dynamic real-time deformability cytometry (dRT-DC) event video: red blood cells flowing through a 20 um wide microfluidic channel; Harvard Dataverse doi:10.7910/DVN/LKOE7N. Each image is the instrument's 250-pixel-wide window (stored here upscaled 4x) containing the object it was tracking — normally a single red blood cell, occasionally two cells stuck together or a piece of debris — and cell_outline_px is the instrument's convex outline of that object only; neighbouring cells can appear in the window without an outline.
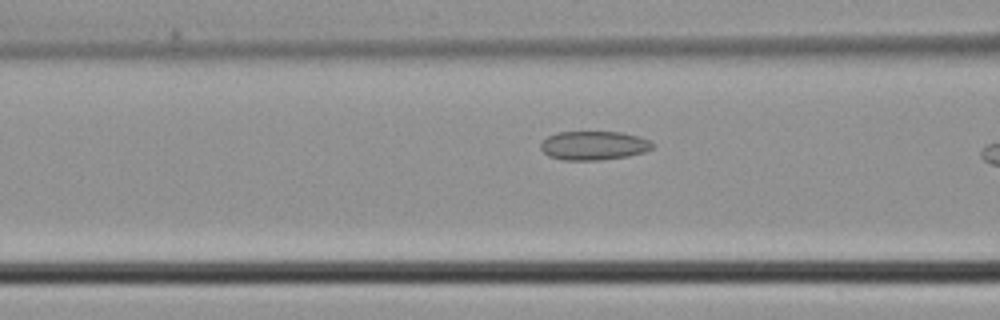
{"species": "common noctule bat (a hibernating species)", "species_latin": "Nyctalus noctula", "temperature_condition": "cold", "stored_images_in_passage": 6, "camera_frame_rate_fps": 3000, "um_per_image_px": 0.085, "animal": {"sex": "male", "body_mass_g": 21.5, "forearm_length_mm": 52.0}, "frame": {"image": 1, "passage_image": 6, "time_ms": 1.667, "image_size_px": [1000, 320], "cell_outline_px": [[656, 144], [652, 148], [644, 152], [628, 156], [600, 160], [564, 160], [548, 156], [540, 148], [540, 144], [548, 136], [560, 132], [620, 132], [640, 136]], "centroid_in_image_um": [50.49, 12.37], "position_along_channel_um": 116.1, "area_um2": 18.84}}